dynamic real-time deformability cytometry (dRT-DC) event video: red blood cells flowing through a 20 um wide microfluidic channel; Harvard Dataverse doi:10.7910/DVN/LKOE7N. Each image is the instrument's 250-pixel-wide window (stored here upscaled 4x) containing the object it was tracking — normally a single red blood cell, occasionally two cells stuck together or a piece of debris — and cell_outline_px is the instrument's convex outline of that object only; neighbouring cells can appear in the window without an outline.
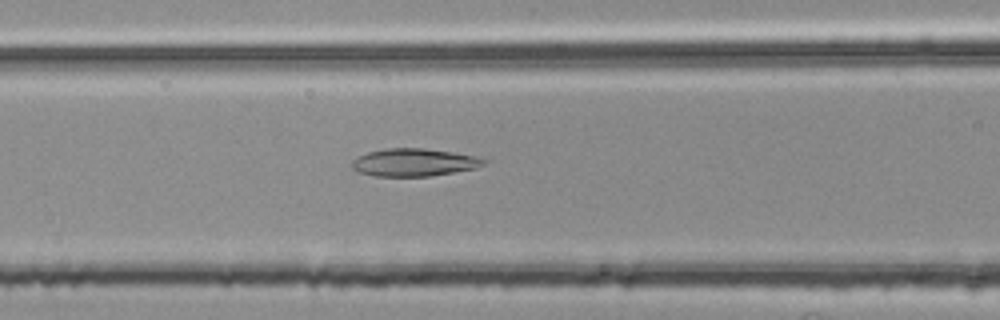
{"species": "common noctule bat (a hibernating species)", "species_latin": "Nyctalus noctula", "temperature_condition": "room temperature", "stored_images_in_passage": 37, "camera_frame_rate_fps": 3000, "um_per_image_px": 0.085, "animal": {"sex": "female", "body_mass_g": 25.1}, "frame": {"image": 1, "passage_image": 6, "time_ms": 1.667, "image_size_px": [1000, 320], "cell_outline_px": [[488, 160], [484, 164], [476, 168], [432, 176], [376, 176], [360, 172], [352, 168], [352, 160], [368, 152], [384, 148], [424, 148], [452, 152], [476, 156]], "centroid_in_image_um": [35.21, 13.8], "position_along_channel_um": 131.4, "area_um2": 21.21}}
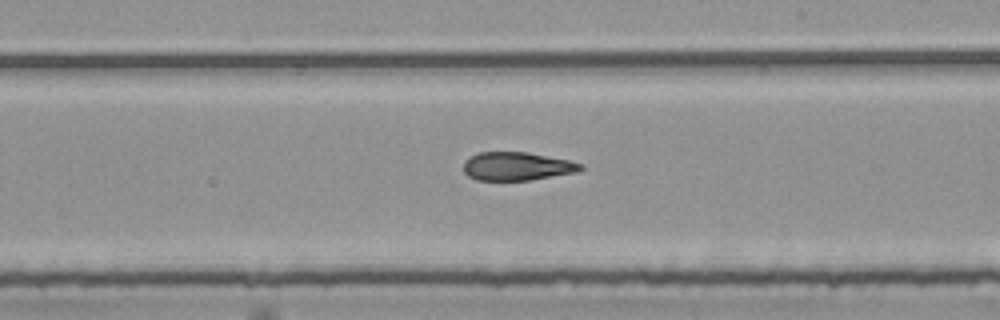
{"frame": {"image": 2, "passage_image": 15, "time_ms": 4.667, "image_size_px": [1000, 320], "cell_outline_px": [[584, 168], [576, 172], [532, 180], [476, 180], [468, 176], [464, 172], [464, 160], [480, 152], [528, 152], [568, 160], [584, 164]], "centroid_in_image_um": [43.95, 14.14], "position_along_channel_um": 245.1, "area_um2": 19.36}}
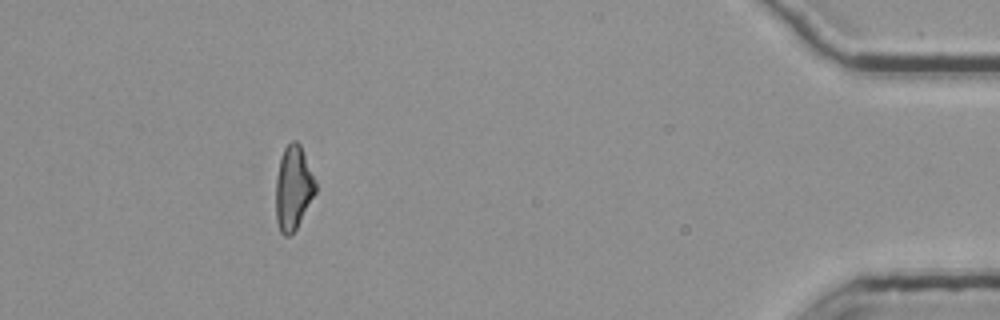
{"frame": {"image": 3, "passage_image": 33, "time_ms": 10.667, "image_size_px": [1000, 320], "cell_outline_px": [[316, 192], [296, 228], [288, 236], [284, 236], [280, 232], [276, 220], [276, 176], [280, 156], [284, 148], [292, 140], [296, 140], [300, 144], [316, 184]], "centroid_in_image_um": [24.9, 15.96], "position_along_channel_um": 410.3, "area_um2": 19.25}, "authors_computed_cell_mechanics": {"area_um2": 19.9988, "velocity_mm_per_s": 3.7924, "shape_relaxation_time_tau1_ms": null, "shape_relaxation_time_tau2_ms": 3.6984, "deformation_change_tau1": null, "deformation_change_tau2": 0.1281}}